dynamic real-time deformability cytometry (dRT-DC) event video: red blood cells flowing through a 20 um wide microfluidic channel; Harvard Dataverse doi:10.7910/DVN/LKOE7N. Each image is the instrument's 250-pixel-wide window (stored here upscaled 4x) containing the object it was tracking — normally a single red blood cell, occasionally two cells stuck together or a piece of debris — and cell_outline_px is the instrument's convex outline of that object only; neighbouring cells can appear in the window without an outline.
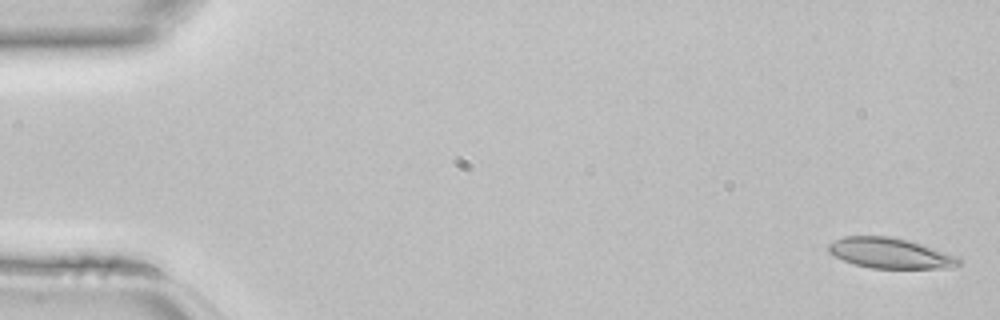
{"species": "common noctule bat (a hibernating species)", "species_latin": "Nyctalus noctula", "temperature_condition": "room temperature", "stored_images_in_passage": 44, "camera_frame_rate_fps": 3000, "um_per_image_px": 0.085, "animal": {"sex": "female", "body_mass_g": 22.7, "forearm_length_mm": 54.2}, "frame": {"image": 1, "passage_image": 1, "time_ms": 0.0, "image_size_px": [1000, 320], "cell_outline_px": [[960, 264], [952, 268], [872, 268], [856, 264], [832, 256], [828, 252], [828, 244], [844, 236], [888, 236], [908, 240], [960, 256]], "centroid_in_image_um": [75.69, 21.52], "position_along_channel_um": 9.3, "area_um2": 23.12}}
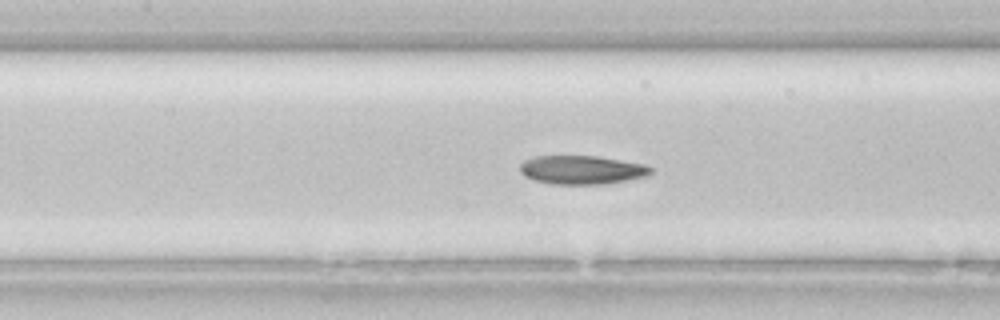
{"frame": {"image": 2, "passage_image": 20, "time_ms": 6.333, "image_size_px": [1000, 320], "cell_outline_px": [[652, 172], [648, 176], [628, 180], [604, 184], [552, 184], [536, 180], [524, 176], [520, 172], [520, 164], [524, 160], [536, 156], [600, 156], [644, 164], [652, 168]], "centroid_in_image_um": [49.47, 14.43], "position_along_channel_um": 157.9, "area_um2": 21.96}}
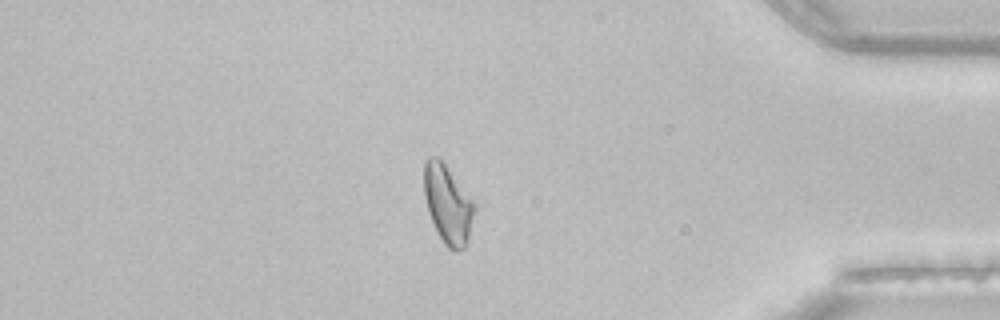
{"frame": {"image": 3, "passage_image": 38, "time_ms": 12.333, "image_size_px": [1000, 320], "cell_outline_px": [[476, 208], [468, 240], [464, 248], [456, 252], [452, 252], [444, 244], [428, 212], [424, 196], [424, 164], [428, 156], [436, 156], [444, 164], [476, 200]], "centroid_in_image_um": [38.1, 17.37], "position_along_channel_um": 397.1, "area_um2": 23.35}}